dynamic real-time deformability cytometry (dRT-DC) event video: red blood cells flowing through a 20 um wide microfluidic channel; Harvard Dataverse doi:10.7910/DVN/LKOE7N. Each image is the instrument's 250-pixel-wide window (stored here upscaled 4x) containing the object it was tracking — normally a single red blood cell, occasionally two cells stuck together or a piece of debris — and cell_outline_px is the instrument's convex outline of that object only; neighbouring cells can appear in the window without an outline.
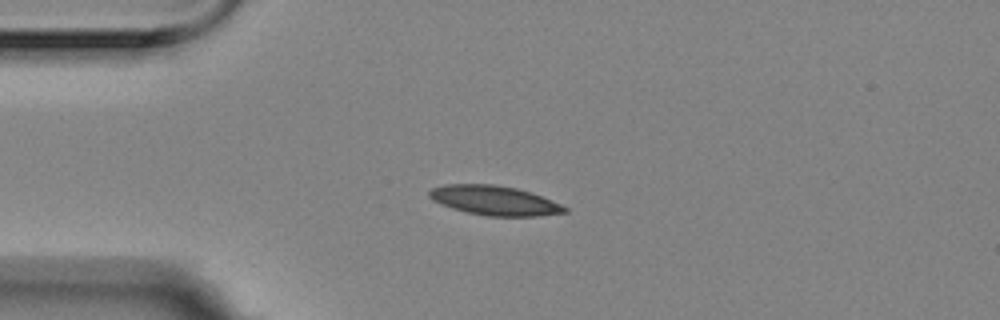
{"species": "Egyptian fruit bat (a non-hibernating species)", "species_latin": "Rousettus aegyptiacus", "temperature_condition": "room temperature", "stored_images_in_passage": 12, "camera_frame_rate_fps": 3000, "um_per_image_px": 0.085, "animal": {"sex": "female"}, "frame": {"image": 1, "passage_image": 1, "time_ms": 0.0, "image_size_px": [1000, 320], "cell_outline_px": [[568, 212], [536, 216], [488, 216], [468, 212], [452, 208], [432, 200], [428, 196], [428, 192], [432, 188], [444, 184], [492, 184], [516, 188], [532, 192], [560, 204], [568, 208]], "centroid_in_image_um": [42.02, 17.03], "position_along_channel_um": 43.0, "area_um2": 23.18}}
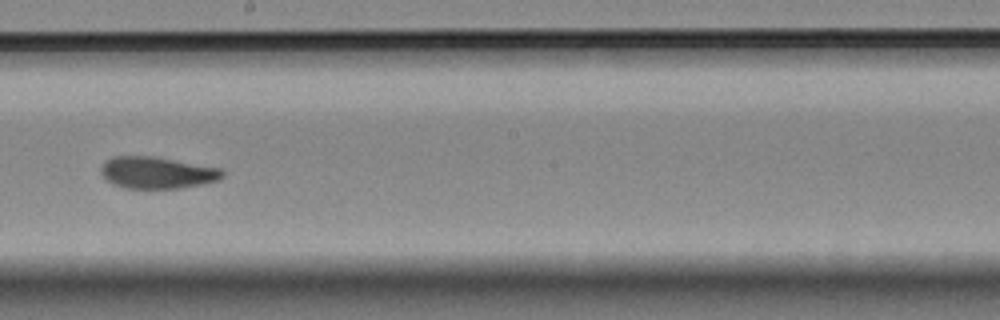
{"frame": {"image": 2, "passage_image": 6, "time_ms": 1.667, "image_size_px": [1000, 320], "cell_outline_px": [[224, 176], [220, 180], [180, 188], [124, 188], [112, 184], [100, 172], [100, 168], [112, 156], [152, 156], [220, 168], [224, 172]], "centroid_in_image_um": [13.35, 14.68], "position_along_channel_um": 234.8, "area_um2": 22.31}}
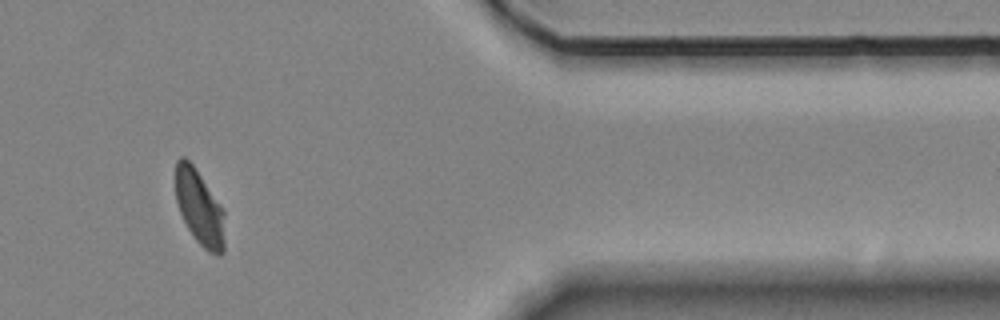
{"frame": {"image": 3, "passage_image": 10, "time_ms": 3.0, "image_size_px": [1000, 320], "cell_outline_px": [[224, 252], [220, 256], [216, 256], [208, 252], [196, 240], [188, 228], [180, 212], [176, 200], [176, 160], [180, 156], [184, 156], [192, 164], [224, 208]], "centroid_in_image_um": [16.98, 17.67], "position_along_channel_um": 394.4, "area_um2": 21.62}}